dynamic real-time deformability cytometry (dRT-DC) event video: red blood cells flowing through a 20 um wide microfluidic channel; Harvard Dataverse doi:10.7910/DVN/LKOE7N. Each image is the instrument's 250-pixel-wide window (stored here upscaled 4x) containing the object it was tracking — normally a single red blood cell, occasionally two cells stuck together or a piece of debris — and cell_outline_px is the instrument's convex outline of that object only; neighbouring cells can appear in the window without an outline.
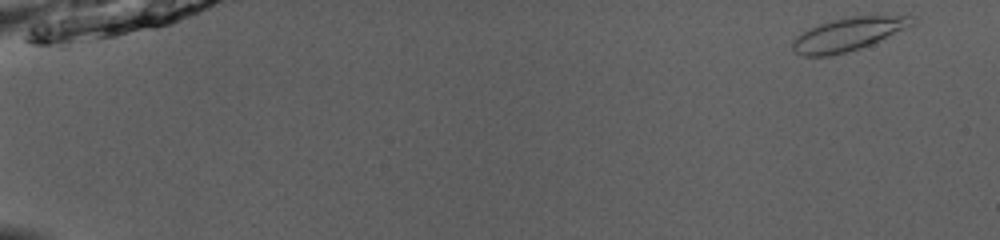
{"species": "common noctule bat (a hibernating species)", "species_latin": "Nyctalus noctula", "temperature_condition": "room temperature", "stored_images_in_passage": 50, "camera_frame_rate_fps": 3000, "um_per_image_px": 0.085, "animal": {"sex": "male", "body_mass_g": 13.0, "forearm_length_mm": 53.1}, "frame": {"image": 1, "passage_image": 1, "time_ms": 0.0, "image_size_px": [1000, 240], "cell_outline_px": [[916, 16], [912, 24], [872, 44], [860, 48], [832, 56], [804, 56], [796, 52], [792, 48], [792, 40], [796, 36], [820, 24], [852, 16]], "centroid_in_image_um": [72.06, 2.93], "position_along_channel_um": 12.9, "area_um2": 22.48}}
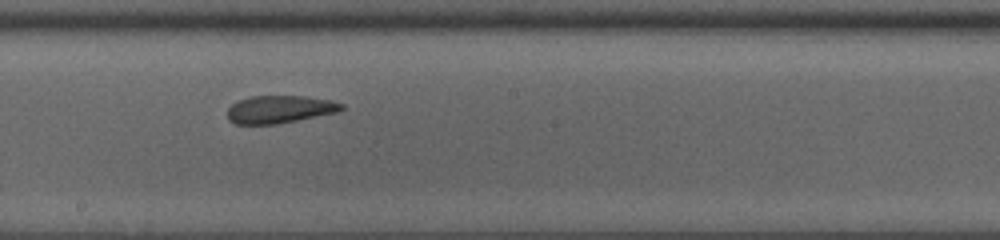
{"frame": {"image": 2, "passage_image": 29, "time_ms": 9.333, "image_size_px": [1000, 240], "cell_outline_px": [[344, 108], [336, 112], [276, 124], [236, 124], [228, 120], [228, 108], [232, 104], [240, 100], [252, 96], [304, 96], [332, 100], [344, 104]], "centroid_in_image_um": [23.77, 9.29], "position_along_channel_um": 224.4, "area_um2": 18.21}}
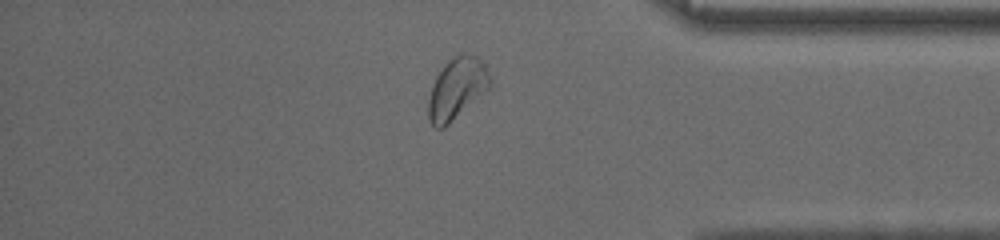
{"frame": {"image": 3, "passage_image": 43, "time_ms": 14.0, "image_size_px": [1000, 240], "cell_outline_px": [[492, 84], [484, 92], [444, 128], [436, 128], [428, 120], [428, 100], [432, 84], [436, 76], [444, 64], [452, 56], [464, 52], [476, 56], [484, 64], [492, 80]], "centroid_in_image_um": [38.81, 7.5], "position_along_channel_um": 396.4, "area_um2": 21.96}, "authors_computed_cell_mechanics": {"area_um2": 20.9525, "velocity_mm_per_s": 3.966, "shape_relaxation_time_tau1_ms": null, "shape_relaxation_time_tau2_ms": 2.7047, "deformation_change_tau1": null, "deformation_change_tau2": 0.0657}}